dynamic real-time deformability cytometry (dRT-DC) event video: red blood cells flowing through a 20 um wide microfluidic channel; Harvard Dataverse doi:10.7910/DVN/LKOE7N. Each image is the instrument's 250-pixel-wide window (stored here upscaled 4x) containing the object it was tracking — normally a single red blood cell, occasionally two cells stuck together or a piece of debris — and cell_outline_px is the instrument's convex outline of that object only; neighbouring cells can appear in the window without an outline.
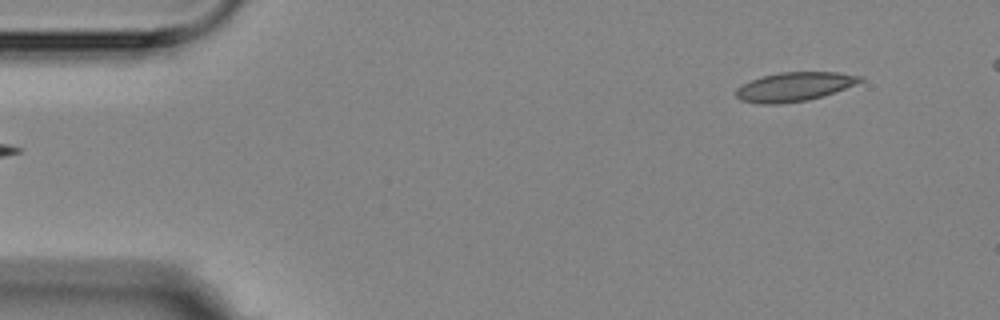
{"species": "Egyptian fruit bat (a non-hibernating species)", "species_latin": "Rousettus aegyptiacus", "temperature_condition": "room temperature", "stored_images_in_passage": 5, "camera_frame_rate_fps": 3000, "um_per_image_px": 0.085, "animal": {"sex": "female"}, "frame": {"image": 1, "passage_image": 5, "time_ms": 4.667, "image_size_px": [1000, 320], "cell_outline_px": [[864, 80], [824, 96], [808, 100], [776, 104], [760, 104], [740, 100], [736, 96], [736, 88], [752, 80], [764, 76], [780, 72], [836, 72], [864, 76]], "centroid_in_image_um": [67.52, 7.37], "position_along_channel_um": 17.5, "area_um2": 20.81}}